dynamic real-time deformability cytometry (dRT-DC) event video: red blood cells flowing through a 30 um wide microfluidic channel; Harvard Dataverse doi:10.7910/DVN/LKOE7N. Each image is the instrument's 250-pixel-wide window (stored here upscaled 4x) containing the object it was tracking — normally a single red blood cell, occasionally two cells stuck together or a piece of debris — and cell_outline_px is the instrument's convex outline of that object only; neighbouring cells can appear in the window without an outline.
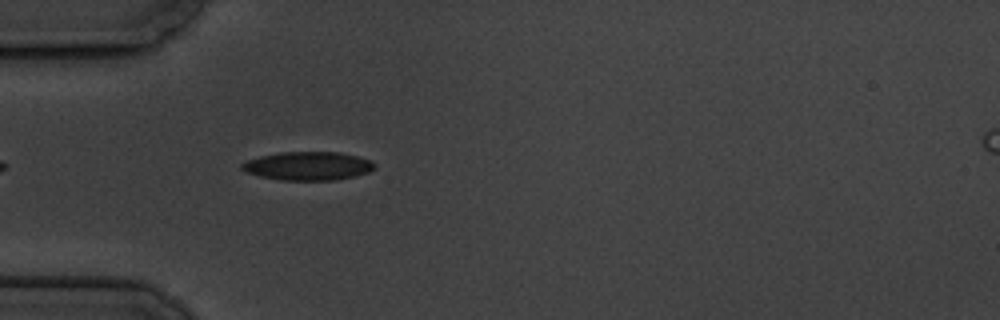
{"species": "common noctule bat (a hibernating species)", "species_latin": "Nyctalus noctula", "temperature_condition": "cold", "stored_images_in_passage": 5, "camera_frame_rate_fps": 3000, "um_per_image_px": 0.085, "animal": {"sex": "male", "body_mass_g": 19.5, "forearm_length_mm": 54.6}, "frame": {"image": 1, "passage_image": 4, "time_ms": 3.667, "image_size_px": [1000, 320], "cell_outline_px": [[376, 168], [368, 172], [336, 180], [280, 180], [260, 176], [248, 172], [240, 168], [240, 164], [248, 160], [260, 156], [280, 152], [340, 152], [372, 160], [376, 164]], "centroid_in_image_um": [26.19, 14.1], "position_along_channel_um": 58.8, "area_um2": 22.02}}